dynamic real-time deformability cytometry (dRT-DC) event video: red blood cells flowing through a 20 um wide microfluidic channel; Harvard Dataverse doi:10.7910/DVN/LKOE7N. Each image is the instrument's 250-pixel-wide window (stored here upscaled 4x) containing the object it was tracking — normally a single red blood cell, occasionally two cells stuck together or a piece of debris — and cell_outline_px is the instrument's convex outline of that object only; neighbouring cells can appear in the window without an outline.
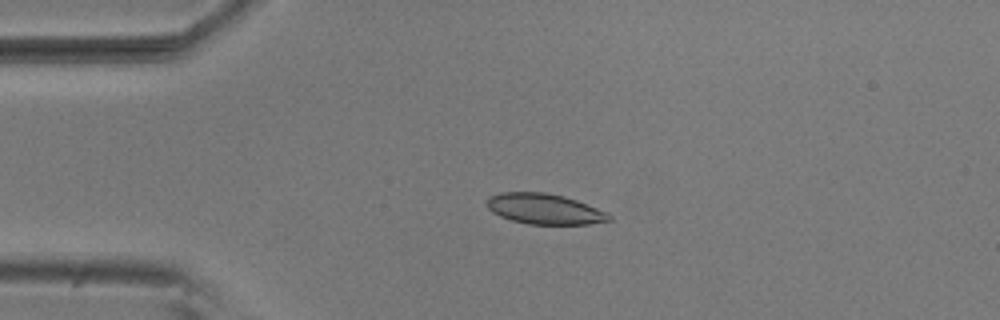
{"species": "common noctule bat (a hibernating species)", "species_latin": "Nyctalus noctula", "temperature_condition": "room temperature", "stored_images_in_passage": 4, "camera_frame_rate_fps": 3000, "um_per_image_px": 0.085, "animal": {"sex": "male", "body_mass_g": 20.5, "forearm_length_mm": 52.5}, "frame": {"image": 1, "passage_image": 4, "time_ms": 1.0, "image_size_px": [1000, 320], "cell_outline_px": [[612, 220], [588, 224], [528, 224], [512, 220], [500, 216], [492, 212], [488, 208], [488, 196], [500, 192], [544, 192], [564, 196], [576, 200], [608, 212], [612, 216]], "centroid_in_image_um": [46.29, 17.76], "position_along_channel_um": 38.7, "area_um2": 21.73}}